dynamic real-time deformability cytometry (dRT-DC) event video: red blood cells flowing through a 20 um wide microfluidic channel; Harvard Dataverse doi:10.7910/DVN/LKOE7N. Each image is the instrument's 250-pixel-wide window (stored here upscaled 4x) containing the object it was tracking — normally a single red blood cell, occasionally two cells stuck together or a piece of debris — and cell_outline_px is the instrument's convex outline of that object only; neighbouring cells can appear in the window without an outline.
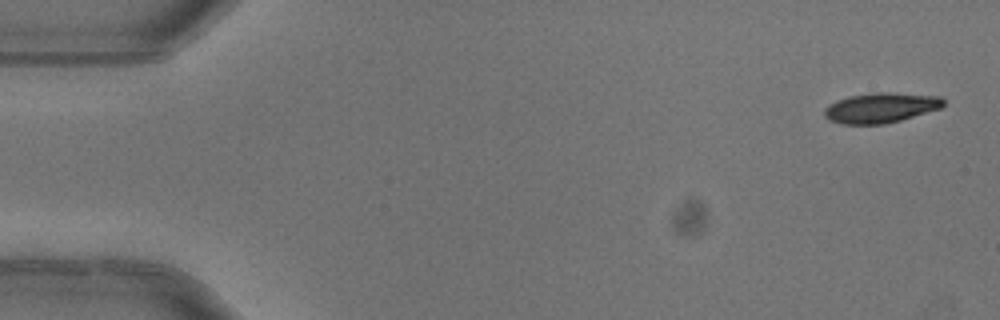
{"species": "common noctule bat (a hibernating species)", "species_latin": "Nyctalus noctula", "temperature_condition": "warm", "stored_images_in_passage": 6, "camera_frame_rate_fps": 3000, "um_per_image_px": 0.085, "animal": {"sex": "female"}, "frame": {"image": 1, "passage_image": 1, "time_ms": 0.0, "image_size_px": [1000, 320], "cell_outline_px": [[944, 104], [940, 108], [900, 120], [884, 124], [840, 124], [828, 120], [824, 116], [824, 108], [836, 100], [848, 96], [876, 92], [888, 92], [940, 96], [944, 100]], "centroid_in_image_um": [74.82, 9.16], "position_along_channel_um": 10.2, "area_um2": 20.87}}
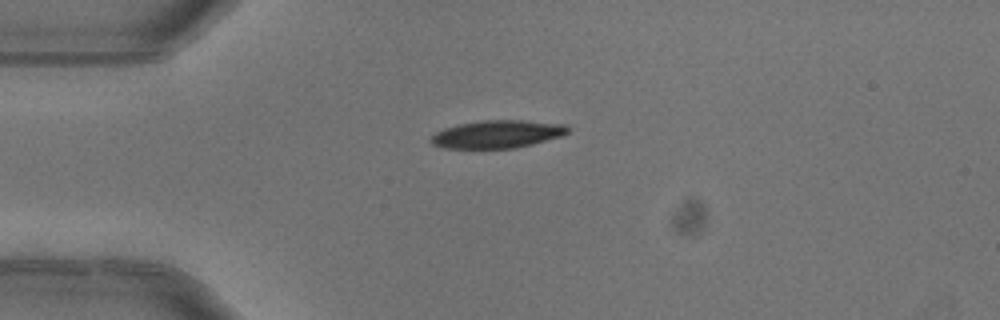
{"frame": {"image": 2, "passage_image": 4, "time_ms": 1.0, "image_size_px": [1000, 320], "cell_outline_px": [[568, 132], [560, 136], [532, 144], [516, 148], [444, 148], [432, 144], [428, 140], [436, 132], [444, 128], [460, 124], [480, 120], [520, 120], [568, 124]], "centroid_in_image_um": [42.25, 11.4], "position_along_channel_um": 42.7, "area_um2": 22.14}}
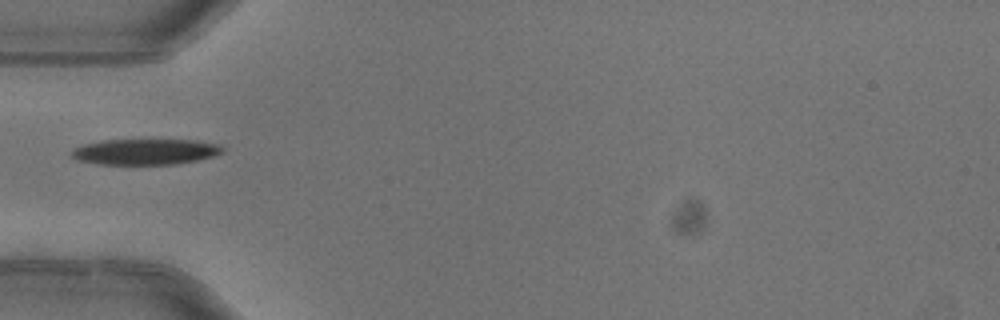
{"frame": {"image": 3, "passage_image": 5, "time_ms": 1.333, "image_size_px": [1000, 320], "cell_outline_px": [[224, 152], [212, 156], [196, 160], [176, 164], [100, 164], [76, 160], [72, 156], [72, 148], [84, 144], [100, 140], [196, 140], [220, 144], [224, 148]], "centroid_in_image_um": [12.35, 12.89], "position_along_channel_um": 72.7, "area_um2": 22.72}}